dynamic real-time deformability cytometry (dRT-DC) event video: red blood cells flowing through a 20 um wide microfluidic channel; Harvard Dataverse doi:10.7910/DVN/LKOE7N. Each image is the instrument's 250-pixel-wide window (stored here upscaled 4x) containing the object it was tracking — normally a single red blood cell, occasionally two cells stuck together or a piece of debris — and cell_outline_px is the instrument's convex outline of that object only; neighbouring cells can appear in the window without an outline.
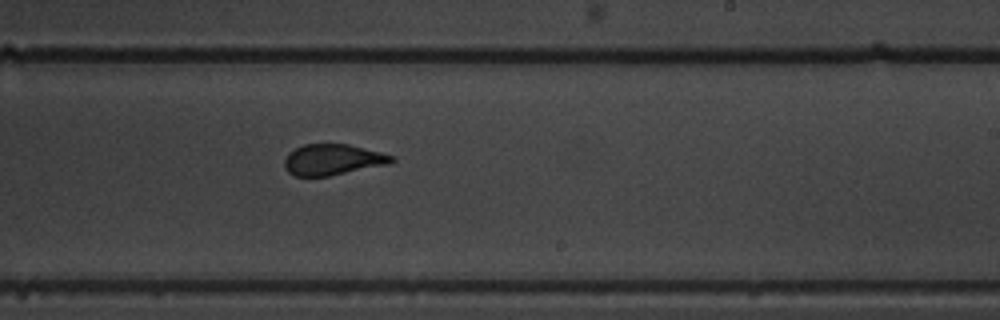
{"species": "common noctule bat (a hibernating species)", "species_latin": "Nyctalus noctula", "temperature_condition": "warm", "stored_images_in_passage": 8, "camera_frame_rate_fps": 3000, "um_per_image_px": 0.085, "animal": {"sex": "male", "body_mass_g": 19.5, "forearm_length_mm": 54.6}, "frame": {"image": 1, "passage_image": 8, "time_ms": 2.333, "image_size_px": [1000, 320], "cell_outline_px": [[396, 160], [392, 164], [328, 176], [296, 176], [288, 172], [284, 168], [284, 160], [288, 152], [304, 144], [348, 144], [396, 156]], "centroid_in_image_um": [28.31, 13.57], "position_along_channel_um": 260.7, "area_um2": 19.54}}